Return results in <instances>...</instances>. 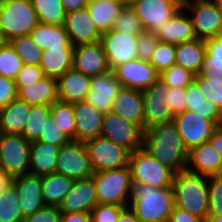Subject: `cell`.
<instances>
[{
	"mask_svg": "<svg viewBox=\"0 0 222 222\" xmlns=\"http://www.w3.org/2000/svg\"><path fill=\"white\" fill-rule=\"evenodd\" d=\"M24 63L9 42L0 47V76L15 79Z\"/></svg>",
	"mask_w": 222,
	"mask_h": 222,
	"instance_id": "cell-43",
	"label": "cell"
},
{
	"mask_svg": "<svg viewBox=\"0 0 222 222\" xmlns=\"http://www.w3.org/2000/svg\"><path fill=\"white\" fill-rule=\"evenodd\" d=\"M90 85L91 77L71 68L57 79L59 100L69 103L83 101Z\"/></svg>",
	"mask_w": 222,
	"mask_h": 222,
	"instance_id": "cell-25",
	"label": "cell"
},
{
	"mask_svg": "<svg viewBox=\"0 0 222 222\" xmlns=\"http://www.w3.org/2000/svg\"><path fill=\"white\" fill-rule=\"evenodd\" d=\"M206 52L205 40L195 39L176 45L175 64L198 75Z\"/></svg>",
	"mask_w": 222,
	"mask_h": 222,
	"instance_id": "cell-34",
	"label": "cell"
},
{
	"mask_svg": "<svg viewBox=\"0 0 222 222\" xmlns=\"http://www.w3.org/2000/svg\"><path fill=\"white\" fill-rule=\"evenodd\" d=\"M216 7L222 12V0H212Z\"/></svg>",
	"mask_w": 222,
	"mask_h": 222,
	"instance_id": "cell-62",
	"label": "cell"
},
{
	"mask_svg": "<svg viewBox=\"0 0 222 222\" xmlns=\"http://www.w3.org/2000/svg\"><path fill=\"white\" fill-rule=\"evenodd\" d=\"M117 222H139V220L128 206L121 211Z\"/></svg>",
	"mask_w": 222,
	"mask_h": 222,
	"instance_id": "cell-59",
	"label": "cell"
},
{
	"mask_svg": "<svg viewBox=\"0 0 222 222\" xmlns=\"http://www.w3.org/2000/svg\"><path fill=\"white\" fill-rule=\"evenodd\" d=\"M186 110L193 111L201 117L213 121L217 126L222 125V113L210 101H207L201 93L199 84L193 80L186 87Z\"/></svg>",
	"mask_w": 222,
	"mask_h": 222,
	"instance_id": "cell-32",
	"label": "cell"
},
{
	"mask_svg": "<svg viewBox=\"0 0 222 222\" xmlns=\"http://www.w3.org/2000/svg\"><path fill=\"white\" fill-rule=\"evenodd\" d=\"M144 101L142 91L122 87L114 98L112 111L143 129Z\"/></svg>",
	"mask_w": 222,
	"mask_h": 222,
	"instance_id": "cell-26",
	"label": "cell"
},
{
	"mask_svg": "<svg viewBox=\"0 0 222 222\" xmlns=\"http://www.w3.org/2000/svg\"><path fill=\"white\" fill-rule=\"evenodd\" d=\"M138 37L139 35H131L114 29L102 33L100 41L110 70L137 58Z\"/></svg>",
	"mask_w": 222,
	"mask_h": 222,
	"instance_id": "cell-14",
	"label": "cell"
},
{
	"mask_svg": "<svg viewBox=\"0 0 222 222\" xmlns=\"http://www.w3.org/2000/svg\"><path fill=\"white\" fill-rule=\"evenodd\" d=\"M61 214L57 206H44L31 216L25 217L24 222H60Z\"/></svg>",
	"mask_w": 222,
	"mask_h": 222,
	"instance_id": "cell-53",
	"label": "cell"
},
{
	"mask_svg": "<svg viewBox=\"0 0 222 222\" xmlns=\"http://www.w3.org/2000/svg\"><path fill=\"white\" fill-rule=\"evenodd\" d=\"M159 41L156 34L143 31L138 37L137 58L143 61H150Z\"/></svg>",
	"mask_w": 222,
	"mask_h": 222,
	"instance_id": "cell-49",
	"label": "cell"
},
{
	"mask_svg": "<svg viewBox=\"0 0 222 222\" xmlns=\"http://www.w3.org/2000/svg\"><path fill=\"white\" fill-rule=\"evenodd\" d=\"M206 221L207 222H222V215L221 216H208Z\"/></svg>",
	"mask_w": 222,
	"mask_h": 222,
	"instance_id": "cell-61",
	"label": "cell"
},
{
	"mask_svg": "<svg viewBox=\"0 0 222 222\" xmlns=\"http://www.w3.org/2000/svg\"><path fill=\"white\" fill-rule=\"evenodd\" d=\"M55 172L73 180L92 177L94 171L85 142L70 140L61 146Z\"/></svg>",
	"mask_w": 222,
	"mask_h": 222,
	"instance_id": "cell-9",
	"label": "cell"
},
{
	"mask_svg": "<svg viewBox=\"0 0 222 222\" xmlns=\"http://www.w3.org/2000/svg\"><path fill=\"white\" fill-rule=\"evenodd\" d=\"M194 80L199 84L204 98L215 104L222 113V74H213L209 71L202 76H195Z\"/></svg>",
	"mask_w": 222,
	"mask_h": 222,
	"instance_id": "cell-39",
	"label": "cell"
},
{
	"mask_svg": "<svg viewBox=\"0 0 222 222\" xmlns=\"http://www.w3.org/2000/svg\"><path fill=\"white\" fill-rule=\"evenodd\" d=\"M75 119V140L86 142L101 136L104 114L92 104L83 101L73 103Z\"/></svg>",
	"mask_w": 222,
	"mask_h": 222,
	"instance_id": "cell-21",
	"label": "cell"
},
{
	"mask_svg": "<svg viewBox=\"0 0 222 222\" xmlns=\"http://www.w3.org/2000/svg\"><path fill=\"white\" fill-rule=\"evenodd\" d=\"M92 177L95 181L96 195L99 204L129 206L133 185L128 166L97 171L93 173Z\"/></svg>",
	"mask_w": 222,
	"mask_h": 222,
	"instance_id": "cell-5",
	"label": "cell"
},
{
	"mask_svg": "<svg viewBox=\"0 0 222 222\" xmlns=\"http://www.w3.org/2000/svg\"><path fill=\"white\" fill-rule=\"evenodd\" d=\"M12 184L19 194L20 209L24 218L46 206L42 197L41 177L38 175L25 173L14 177Z\"/></svg>",
	"mask_w": 222,
	"mask_h": 222,
	"instance_id": "cell-22",
	"label": "cell"
},
{
	"mask_svg": "<svg viewBox=\"0 0 222 222\" xmlns=\"http://www.w3.org/2000/svg\"><path fill=\"white\" fill-rule=\"evenodd\" d=\"M74 47H55L43 50L40 67L45 76L58 79L73 68Z\"/></svg>",
	"mask_w": 222,
	"mask_h": 222,
	"instance_id": "cell-30",
	"label": "cell"
},
{
	"mask_svg": "<svg viewBox=\"0 0 222 222\" xmlns=\"http://www.w3.org/2000/svg\"><path fill=\"white\" fill-rule=\"evenodd\" d=\"M30 36L42 50L55 47H73L65 27L39 22L31 31Z\"/></svg>",
	"mask_w": 222,
	"mask_h": 222,
	"instance_id": "cell-33",
	"label": "cell"
},
{
	"mask_svg": "<svg viewBox=\"0 0 222 222\" xmlns=\"http://www.w3.org/2000/svg\"><path fill=\"white\" fill-rule=\"evenodd\" d=\"M174 205L172 187L157 188L145 183L133 185L129 208L139 222H169Z\"/></svg>",
	"mask_w": 222,
	"mask_h": 222,
	"instance_id": "cell-2",
	"label": "cell"
},
{
	"mask_svg": "<svg viewBox=\"0 0 222 222\" xmlns=\"http://www.w3.org/2000/svg\"><path fill=\"white\" fill-rule=\"evenodd\" d=\"M13 177L5 172L0 173V194L6 191V189L12 185Z\"/></svg>",
	"mask_w": 222,
	"mask_h": 222,
	"instance_id": "cell-60",
	"label": "cell"
},
{
	"mask_svg": "<svg viewBox=\"0 0 222 222\" xmlns=\"http://www.w3.org/2000/svg\"><path fill=\"white\" fill-rule=\"evenodd\" d=\"M186 88H171L166 90L165 104L172 111V115L176 116L186 110Z\"/></svg>",
	"mask_w": 222,
	"mask_h": 222,
	"instance_id": "cell-51",
	"label": "cell"
},
{
	"mask_svg": "<svg viewBox=\"0 0 222 222\" xmlns=\"http://www.w3.org/2000/svg\"><path fill=\"white\" fill-rule=\"evenodd\" d=\"M159 77L171 88H186L195 79L193 73L177 64L164 70Z\"/></svg>",
	"mask_w": 222,
	"mask_h": 222,
	"instance_id": "cell-46",
	"label": "cell"
},
{
	"mask_svg": "<svg viewBox=\"0 0 222 222\" xmlns=\"http://www.w3.org/2000/svg\"><path fill=\"white\" fill-rule=\"evenodd\" d=\"M173 121L188 151L194 146L208 142L218 127L213 121L188 110L174 116Z\"/></svg>",
	"mask_w": 222,
	"mask_h": 222,
	"instance_id": "cell-15",
	"label": "cell"
},
{
	"mask_svg": "<svg viewBox=\"0 0 222 222\" xmlns=\"http://www.w3.org/2000/svg\"><path fill=\"white\" fill-rule=\"evenodd\" d=\"M101 136L125 147L130 152L143 147L144 130L138 124L122 118L113 111L104 113Z\"/></svg>",
	"mask_w": 222,
	"mask_h": 222,
	"instance_id": "cell-11",
	"label": "cell"
},
{
	"mask_svg": "<svg viewBox=\"0 0 222 222\" xmlns=\"http://www.w3.org/2000/svg\"><path fill=\"white\" fill-rule=\"evenodd\" d=\"M45 75L40 66L37 65H23L21 70L18 72L17 77L14 79L17 92L22 88L27 86V84H31L39 81Z\"/></svg>",
	"mask_w": 222,
	"mask_h": 222,
	"instance_id": "cell-50",
	"label": "cell"
},
{
	"mask_svg": "<svg viewBox=\"0 0 222 222\" xmlns=\"http://www.w3.org/2000/svg\"><path fill=\"white\" fill-rule=\"evenodd\" d=\"M183 0H136L130 6L145 31L156 34L182 7Z\"/></svg>",
	"mask_w": 222,
	"mask_h": 222,
	"instance_id": "cell-12",
	"label": "cell"
},
{
	"mask_svg": "<svg viewBox=\"0 0 222 222\" xmlns=\"http://www.w3.org/2000/svg\"><path fill=\"white\" fill-rule=\"evenodd\" d=\"M208 216L222 215V176L208 177Z\"/></svg>",
	"mask_w": 222,
	"mask_h": 222,
	"instance_id": "cell-47",
	"label": "cell"
},
{
	"mask_svg": "<svg viewBox=\"0 0 222 222\" xmlns=\"http://www.w3.org/2000/svg\"><path fill=\"white\" fill-rule=\"evenodd\" d=\"M118 1H120L121 3H123L124 5H131V4H133L136 0H118Z\"/></svg>",
	"mask_w": 222,
	"mask_h": 222,
	"instance_id": "cell-63",
	"label": "cell"
},
{
	"mask_svg": "<svg viewBox=\"0 0 222 222\" xmlns=\"http://www.w3.org/2000/svg\"><path fill=\"white\" fill-rule=\"evenodd\" d=\"M186 170L207 177L222 174V159L209 142L192 147L188 151Z\"/></svg>",
	"mask_w": 222,
	"mask_h": 222,
	"instance_id": "cell-23",
	"label": "cell"
},
{
	"mask_svg": "<svg viewBox=\"0 0 222 222\" xmlns=\"http://www.w3.org/2000/svg\"><path fill=\"white\" fill-rule=\"evenodd\" d=\"M125 206L116 204H97L91 210V222H117Z\"/></svg>",
	"mask_w": 222,
	"mask_h": 222,
	"instance_id": "cell-48",
	"label": "cell"
},
{
	"mask_svg": "<svg viewBox=\"0 0 222 222\" xmlns=\"http://www.w3.org/2000/svg\"><path fill=\"white\" fill-rule=\"evenodd\" d=\"M0 222H24L19 194L13 184L0 194Z\"/></svg>",
	"mask_w": 222,
	"mask_h": 222,
	"instance_id": "cell-40",
	"label": "cell"
},
{
	"mask_svg": "<svg viewBox=\"0 0 222 222\" xmlns=\"http://www.w3.org/2000/svg\"><path fill=\"white\" fill-rule=\"evenodd\" d=\"M98 204L93 177L75 180L59 205L62 213L88 212Z\"/></svg>",
	"mask_w": 222,
	"mask_h": 222,
	"instance_id": "cell-20",
	"label": "cell"
},
{
	"mask_svg": "<svg viewBox=\"0 0 222 222\" xmlns=\"http://www.w3.org/2000/svg\"><path fill=\"white\" fill-rule=\"evenodd\" d=\"M121 88V82L112 70L95 75L91 77L90 91L85 101L92 104L103 114L110 112L112 111L114 98Z\"/></svg>",
	"mask_w": 222,
	"mask_h": 222,
	"instance_id": "cell-17",
	"label": "cell"
},
{
	"mask_svg": "<svg viewBox=\"0 0 222 222\" xmlns=\"http://www.w3.org/2000/svg\"><path fill=\"white\" fill-rule=\"evenodd\" d=\"M9 43L25 65H40L43 50L35 44L30 35L15 37Z\"/></svg>",
	"mask_w": 222,
	"mask_h": 222,
	"instance_id": "cell-42",
	"label": "cell"
},
{
	"mask_svg": "<svg viewBox=\"0 0 222 222\" xmlns=\"http://www.w3.org/2000/svg\"><path fill=\"white\" fill-rule=\"evenodd\" d=\"M65 30L73 47L98 42L102 35L87 8L67 13Z\"/></svg>",
	"mask_w": 222,
	"mask_h": 222,
	"instance_id": "cell-18",
	"label": "cell"
},
{
	"mask_svg": "<svg viewBox=\"0 0 222 222\" xmlns=\"http://www.w3.org/2000/svg\"><path fill=\"white\" fill-rule=\"evenodd\" d=\"M206 52L198 75L211 71L213 74H222V38L215 36L205 40Z\"/></svg>",
	"mask_w": 222,
	"mask_h": 222,
	"instance_id": "cell-41",
	"label": "cell"
},
{
	"mask_svg": "<svg viewBox=\"0 0 222 222\" xmlns=\"http://www.w3.org/2000/svg\"><path fill=\"white\" fill-rule=\"evenodd\" d=\"M169 222H207L206 219L190 214L188 211L174 205Z\"/></svg>",
	"mask_w": 222,
	"mask_h": 222,
	"instance_id": "cell-55",
	"label": "cell"
},
{
	"mask_svg": "<svg viewBox=\"0 0 222 222\" xmlns=\"http://www.w3.org/2000/svg\"><path fill=\"white\" fill-rule=\"evenodd\" d=\"M208 142L213 146V148L219 153L222 159V125L218 126L212 136L209 138Z\"/></svg>",
	"mask_w": 222,
	"mask_h": 222,
	"instance_id": "cell-58",
	"label": "cell"
},
{
	"mask_svg": "<svg viewBox=\"0 0 222 222\" xmlns=\"http://www.w3.org/2000/svg\"><path fill=\"white\" fill-rule=\"evenodd\" d=\"M60 146L34 141L30 143L29 173L39 177L55 173Z\"/></svg>",
	"mask_w": 222,
	"mask_h": 222,
	"instance_id": "cell-27",
	"label": "cell"
},
{
	"mask_svg": "<svg viewBox=\"0 0 222 222\" xmlns=\"http://www.w3.org/2000/svg\"><path fill=\"white\" fill-rule=\"evenodd\" d=\"M17 98L14 79L0 76V108Z\"/></svg>",
	"mask_w": 222,
	"mask_h": 222,
	"instance_id": "cell-54",
	"label": "cell"
},
{
	"mask_svg": "<svg viewBox=\"0 0 222 222\" xmlns=\"http://www.w3.org/2000/svg\"><path fill=\"white\" fill-rule=\"evenodd\" d=\"M50 116L59 129L70 139L75 140V119L73 103L61 100L55 101L50 106Z\"/></svg>",
	"mask_w": 222,
	"mask_h": 222,
	"instance_id": "cell-38",
	"label": "cell"
},
{
	"mask_svg": "<svg viewBox=\"0 0 222 222\" xmlns=\"http://www.w3.org/2000/svg\"><path fill=\"white\" fill-rule=\"evenodd\" d=\"M17 97L31 105L51 106L59 100L57 79L44 76L39 81L22 87L17 92Z\"/></svg>",
	"mask_w": 222,
	"mask_h": 222,
	"instance_id": "cell-28",
	"label": "cell"
},
{
	"mask_svg": "<svg viewBox=\"0 0 222 222\" xmlns=\"http://www.w3.org/2000/svg\"><path fill=\"white\" fill-rule=\"evenodd\" d=\"M182 7L189 12L197 39L207 40L222 31V12L212 0H183Z\"/></svg>",
	"mask_w": 222,
	"mask_h": 222,
	"instance_id": "cell-8",
	"label": "cell"
},
{
	"mask_svg": "<svg viewBox=\"0 0 222 222\" xmlns=\"http://www.w3.org/2000/svg\"><path fill=\"white\" fill-rule=\"evenodd\" d=\"M50 106L31 105L22 136L30 143L38 141L41 133H44L47 122L51 120Z\"/></svg>",
	"mask_w": 222,
	"mask_h": 222,
	"instance_id": "cell-36",
	"label": "cell"
},
{
	"mask_svg": "<svg viewBox=\"0 0 222 222\" xmlns=\"http://www.w3.org/2000/svg\"><path fill=\"white\" fill-rule=\"evenodd\" d=\"M124 6L118 0H90L86 8L96 27L103 33L113 29Z\"/></svg>",
	"mask_w": 222,
	"mask_h": 222,
	"instance_id": "cell-31",
	"label": "cell"
},
{
	"mask_svg": "<svg viewBox=\"0 0 222 222\" xmlns=\"http://www.w3.org/2000/svg\"><path fill=\"white\" fill-rule=\"evenodd\" d=\"M128 167L132 185L145 183L157 188L172 187L174 172L143 147L130 153Z\"/></svg>",
	"mask_w": 222,
	"mask_h": 222,
	"instance_id": "cell-6",
	"label": "cell"
},
{
	"mask_svg": "<svg viewBox=\"0 0 222 222\" xmlns=\"http://www.w3.org/2000/svg\"><path fill=\"white\" fill-rule=\"evenodd\" d=\"M0 164L13 178L29 173L30 142L21 134L0 133Z\"/></svg>",
	"mask_w": 222,
	"mask_h": 222,
	"instance_id": "cell-7",
	"label": "cell"
},
{
	"mask_svg": "<svg viewBox=\"0 0 222 222\" xmlns=\"http://www.w3.org/2000/svg\"><path fill=\"white\" fill-rule=\"evenodd\" d=\"M4 43V41H3V39H2V37H1V35H0V47H1V45Z\"/></svg>",
	"mask_w": 222,
	"mask_h": 222,
	"instance_id": "cell-64",
	"label": "cell"
},
{
	"mask_svg": "<svg viewBox=\"0 0 222 222\" xmlns=\"http://www.w3.org/2000/svg\"><path fill=\"white\" fill-rule=\"evenodd\" d=\"M122 87L143 91L159 78V73L149 61L138 58L118 65L113 70Z\"/></svg>",
	"mask_w": 222,
	"mask_h": 222,
	"instance_id": "cell-16",
	"label": "cell"
},
{
	"mask_svg": "<svg viewBox=\"0 0 222 222\" xmlns=\"http://www.w3.org/2000/svg\"><path fill=\"white\" fill-rule=\"evenodd\" d=\"M143 148L174 173L186 170L188 149L173 120L145 129Z\"/></svg>",
	"mask_w": 222,
	"mask_h": 222,
	"instance_id": "cell-1",
	"label": "cell"
},
{
	"mask_svg": "<svg viewBox=\"0 0 222 222\" xmlns=\"http://www.w3.org/2000/svg\"><path fill=\"white\" fill-rule=\"evenodd\" d=\"M113 29L131 35H140L145 31L134 9L129 5H125L120 11V15L116 19Z\"/></svg>",
	"mask_w": 222,
	"mask_h": 222,
	"instance_id": "cell-44",
	"label": "cell"
},
{
	"mask_svg": "<svg viewBox=\"0 0 222 222\" xmlns=\"http://www.w3.org/2000/svg\"><path fill=\"white\" fill-rule=\"evenodd\" d=\"M39 22L65 27L66 13L61 0H31Z\"/></svg>",
	"mask_w": 222,
	"mask_h": 222,
	"instance_id": "cell-37",
	"label": "cell"
},
{
	"mask_svg": "<svg viewBox=\"0 0 222 222\" xmlns=\"http://www.w3.org/2000/svg\"><path fill=\"white\" fill-rule=\"evenodd\" d=\"M75 180L59 173L41 177L42 197L46 206H57L71 190Z\"/></svg>",
	"mask_w": 222,
	"mask_h": 222,
	"instance_id": "cell-35",
	"label": "cell"
},
{
	"mask_svg": "<svg viewBox=\"0 0 222 222\" xmlns=\"http://www.w3.org/2000/svg\"><path fill=\"white\" fill-rule=\"evenodd\" d=\"M60 222H91V213L88 212L62 213Z\"/></svg>",
	"mask_w": 222,
	"mask_h": 222,
	"instance_id": "cell-56",
	"label": "cell"
},
{
	"mask_svg": "<svg viewBox=\"0 0 222 222\" xmlns=\"http://www.w3.org/2000/svg\"><path fill=\"white\" fill-rule=\"evenodd\" d=\"M38 23L31 0L0 1V35L4 42L30 35Z\"/></svg>",
	"mask_w": 222,
	"mask_h": 222,
	"instance_id": "cell-4",
	"label": "cell"
},
{
	"mask_svg": "<svg viewBox=\"0 0 222 222\" xmlns=\"http://www.w3.org/2000/svg\"><path fill=\"white\" fill-rule=\"evenodd\" d=\"M188 12L181 7L175 15L161 28L156 36L161 42L177 45L197 39L192 20Z\"/></svg>",
	"mask_w": 222,
	"mask_h": 222,
	"instance_id": "cell-24",
	"label": "cell"
},
{
	"mask_svg": "<svg viewBox=\"0 0 222 222\" xmlns=\"http://www.w3.org/2000/svg\"><path fill=\"white\" fill-rule=\"evenodd\" d=\"M89 1L90 0H61L66 14L75 10L86 8Z\"/></svg>",
	"mask_w": 222,
	"mask_h": 222,
	"instance_id": "cell-57",
	"label": "cell"
},
{
	"mask_svg": "<svg viewBox=\"0 0 222 222\" xmlns=\"http://www.w3.org/2000/svg\"><path fill=\"white\" fill-rule=\"evenodd\" d=\"M38 141L61 147L68 143L70 139L59 129L53 119H51L50 122H47L44 133H41Z\"/></svg>",
	"mask_w": 222,
	"mask_h": 222,
	"instance_id": "cell-52",
	"label": "cell"
},
{
	"mask_svg": "<svg viewBox=\"0 0 222 222\" xmlns=\"http://www.w3.org/2000/svg\"><path fill=\"white\" fill-rule=\"evenodd\" d=\"M167 89L168 85L159 77L142 91L144 101L143 130L173 120L172 111L165 104Z\"/></svg>",
	"mask_w": 222,
	"mask_h": 222,
	"instance_id": "cell-13",
	"label": "cell"
},
{
	"mask_svg": "<svg viewBox=\"0 0 222 222\" xmlns=\"http://www.w3.org/2000/svg\"><path fill=\"white\" fill-rule=\"evenodd\" d=\"M73 68L89 77L110 71L101 41L75 46Z\"/></svg>",
	"mask_w": 222,
	"mask_h": 222,
	"instance_id": "cell-19",
	"label": "cell"
},
{
	"mask_svg": "<svg viewBox=\"0 0 222 222\" xmlns=\"http://www.w3.org/2000/svg\"><path fill=\"white\" fill-rule=\"evenodd\" d=\"M176 60V45L159 41L150 63L154 66L156 71L161 74L167 70L171 65L175 64Z\"/></svg>",
	"mask_w": 222,
	"mask_h": 222,
	"instance_id": "cell-45",
	"label": "cell"
},
{
	"mask_svg": "<svg viewBox=\"0 0 222 222\" xmlns=\"http://www.w3.org/2000/svg\"><path fill=\"white\" fill-rule=\"evenodd\" d=\"M174 204L190 214L207 219L209 210L208 177L187 170L174 173Z\"/></svg>",
	"mask_w": 222,
	"mask_h": 222,
	"instance_id": "cell-3",
	"label": "cell"
},
{
	"mask_svg": "<svg viewBox=\"0 0 222 222\" xmlns=\"http://www.w3.org/2000/svg\"><path fill=\"white\" fill-rule=\"evenodd\" d=\"M94 172L128 166L130 151L106 137L98 136L85 142Z\"/></svg>",
	"mask_w": 222,
	"mask_h": 222,
	"instance_id": "cell-10",
	"label": "cell"
},
{
	"mask_svg": "<svg viewBox=\"0 0 222 222\" xmlns=\"http://www.w3.org/2000/svg\"><path fill=\"white\" fill-rule=\"evenodd\" d=\"M30 108L31 104L18 97L0 108V133L22 134Z\"/></svg>",
	"mask_w": 222,
	"mask_h": 222,
	"instance_id": "cell-29",
	"label": "cell"
}]
</instances>
